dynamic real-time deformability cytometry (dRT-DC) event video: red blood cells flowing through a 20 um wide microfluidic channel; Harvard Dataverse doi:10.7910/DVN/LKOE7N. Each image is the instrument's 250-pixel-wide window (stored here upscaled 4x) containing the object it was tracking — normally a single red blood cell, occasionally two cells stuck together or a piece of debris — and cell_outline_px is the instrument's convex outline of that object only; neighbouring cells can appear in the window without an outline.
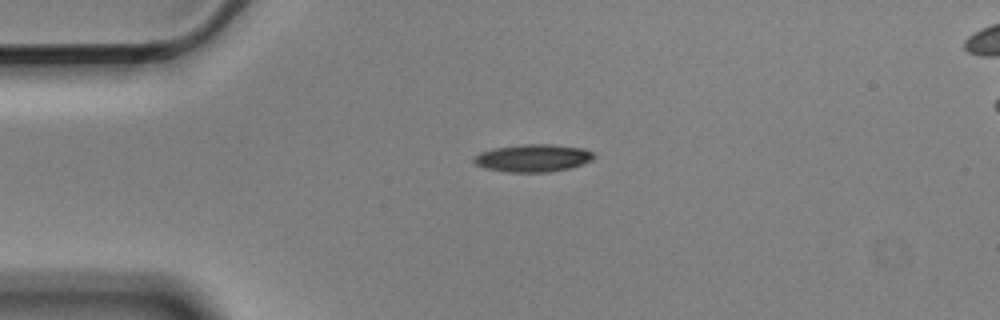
{"species": "Egyptian fruit bat (a non-hibernating species)", "species_latin": "Rousettus aegyptiacus", "temperature_condition": "cold", "stored_images_in_passage": 3, "segment_of_instrument_passage": [1, 2], "camera_frame_rate_fps": 3000, "um_per_image_px": 0.085, "animal": {"sex": "male"}, "frame": {"image": 1, "passage_image": 1, "time_ms": 0.0, "image_size_px": [1000, 320], "cell_outline_px": [[596, 156], [592, 160], [568, 168], [552, 172], [504, 172], [484, 168], [476, 164], [472, 160], [472, 156], [480, 152], [492, 148], [524, 144], [552, 144], [584, 148], [592, 152]], "centroid_in_image_um": [45.26, 13.43], "position_along_channel_um": 39.7, "area_um2": 19.48}}